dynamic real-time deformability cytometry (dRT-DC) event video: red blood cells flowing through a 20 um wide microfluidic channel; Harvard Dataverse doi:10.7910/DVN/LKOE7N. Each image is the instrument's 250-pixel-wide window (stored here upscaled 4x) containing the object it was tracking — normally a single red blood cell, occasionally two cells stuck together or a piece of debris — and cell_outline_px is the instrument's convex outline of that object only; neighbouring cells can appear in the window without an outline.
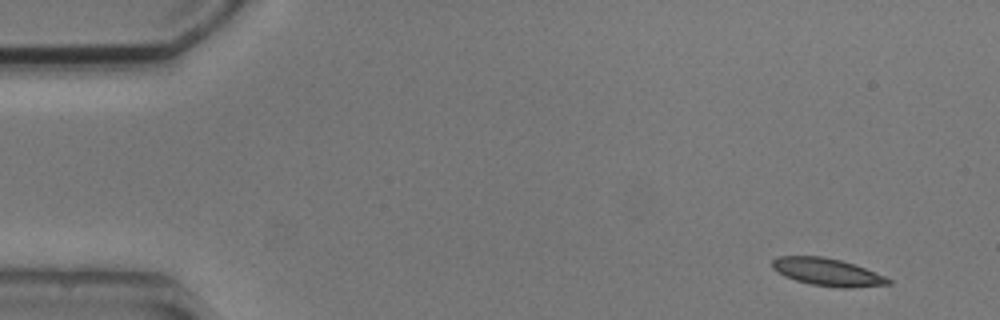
{"species": "common noctule bat (a hibernating species)", "species_latin": "Nyctalus noctula", "temperature_condition": "cold", "stored_images_in_passage": 5, "camera_frame_rate_fps": 3000, "um_per_image_px": 0.085, "animal": {"sex": "male", "body_mass_g": 20.5, "forearm_length_mm": 52.5}, "frame": {"image": 1, "passage_image": 1, "time_ms": 0.0, "image_size_px": [1000, 320], "cell_outline_px": [[892, 284], [852, 288], [840, 288], [812, 284], [796, 280], [784, 276], [772, 268], [772, 260], [776, 256], [824, 256], [840, 260], [864, 268], [884, 276], [892, 280]], "centroid_in_image_um": [70.32, 23.13], "position_along_channel_um": 14.7, "area_um2": 18.55}}
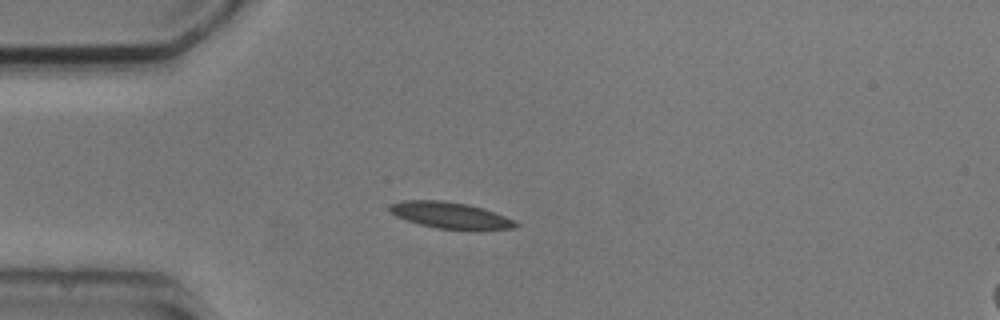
{"frame": {"image": 2, "passage_image": 4, "time_ms": 3.333, "image_size_px": [1000, 320], "cell_outline_px": [[520, 224], [516, 228], [472, 232], [436, 228], [420, 224], [396, 216], [388, 212], [388, 208], [392, 204], [404, 200], [440, 200], [468, 204], [516, 220]], "centroid_in_image_um": [38.34, 18.34], "position_along_channel_um": 46.7, "area_um2": 19.83}}